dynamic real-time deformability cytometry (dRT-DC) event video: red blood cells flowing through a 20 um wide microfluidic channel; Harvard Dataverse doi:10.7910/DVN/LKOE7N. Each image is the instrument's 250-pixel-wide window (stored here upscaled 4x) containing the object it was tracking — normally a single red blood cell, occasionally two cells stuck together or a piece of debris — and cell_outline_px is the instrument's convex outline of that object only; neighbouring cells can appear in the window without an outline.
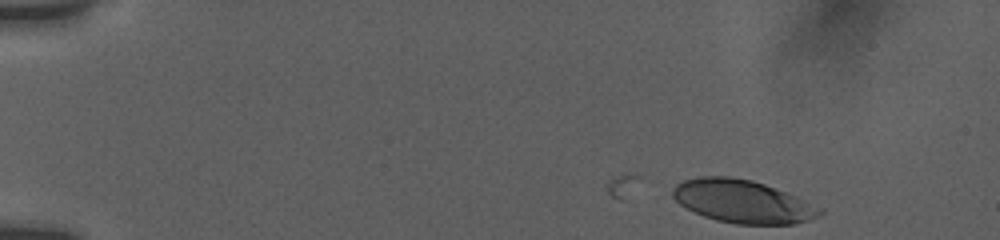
{"species": "human", "species_latin": "Homo sapiens", "temperature_condition": "room temperature", "stored_images_in_passage": 4, "camera_frame_rate_fps": 3000, "um_per_image_px": 0.085, "donor": {"sex": "female"}, "frame": {"image": 1, "passage_image": 4, "time_ms": 1.0, "image_size_px": [1000, 240], "cell_outline_px": [[824, 212], [820, 216], [808, 220], [792, 224], [736, 224], [716, 220], [704, 216], [680, 204], [672, 196], [672, 188], [676, 184], [684, 180], [700, 176], [728, 176], [752, 180], [764, 184], [796, 196], [824, 208]], "centroid_in_image_um": [63.14, 17.12], "position_along_channel_um": 21.9, "area_um2": 36.82}}